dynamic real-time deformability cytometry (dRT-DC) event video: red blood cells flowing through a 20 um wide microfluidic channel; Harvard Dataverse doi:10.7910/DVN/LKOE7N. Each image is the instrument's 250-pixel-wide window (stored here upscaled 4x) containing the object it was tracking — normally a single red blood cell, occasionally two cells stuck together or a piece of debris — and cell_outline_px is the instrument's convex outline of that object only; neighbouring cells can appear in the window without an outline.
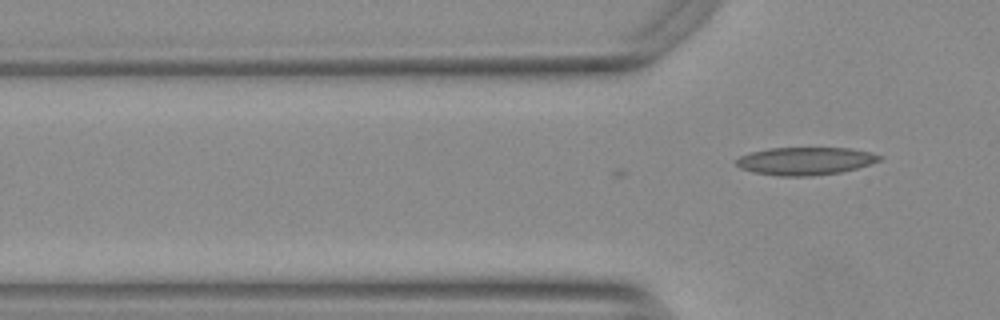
{"species": "Egyptian fruit bat (a non-hibernating species)", "species_latin": "Rousettus aegyptiacus", "temperature_condition": "warm", "stored_images_in_passage": 2, "camera_frame_rate_fps": 3000, "um_per_image_px": 0.085, "animal": {"sex": "female"}, "frame": {"image": 1, "passage_image": 2, "time_ms": 0.333, "image_size_px": [1000, 320], "cell_outline_px": [[884, 156], [880, 160], [856, 168], [840, 172], [812, 176], [780, 176], [752, 172], [740, 168], [736, 164], [736, 160], [740, 156], [752, 152], [768, 148], [848, 148], [868, 152]], "centroid_in_image_um": [68.42, 13.69], "position_along_channel_um": 57.4, "area_um2": 23.0}}